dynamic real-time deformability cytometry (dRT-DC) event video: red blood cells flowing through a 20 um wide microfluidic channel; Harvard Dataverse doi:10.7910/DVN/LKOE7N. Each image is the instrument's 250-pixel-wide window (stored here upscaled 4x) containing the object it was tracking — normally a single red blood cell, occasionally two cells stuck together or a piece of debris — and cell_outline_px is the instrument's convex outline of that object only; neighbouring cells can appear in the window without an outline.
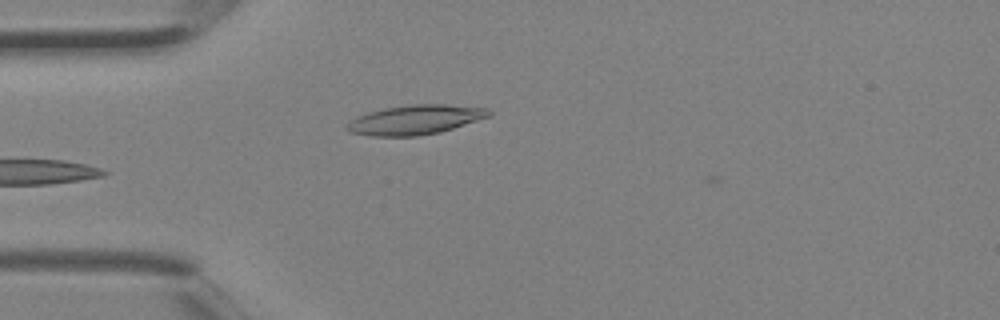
{"species": "Egyptian fruit bat (a non-hibernating species)", "species_latin": "Rousettus aegyptiacus", "temperature_condition": "room temperature", "stored_images_in_passage": 4, "camera_frame_rate_fps": 3000, "um_per_image_px": 0.085, "animal": {"sex": "female"}, "frame": {"image": 1, "passage_image": 4, "time_ms": 1.0, "image_size_px": [1000, 320], "cell_outline_px": [[492, 116], [440, 132], [416, 136], [372, 136], [348, 132], [344, 128], [348, 120], [356, 116], [368, 112], [384, 108], [412, 104], [444, 104], [488, 108], [492, 112]], "centroid_in_image_um": [35.26, 10.18], "position_along_channel_um": 49.7, "area_um2": 24.68}}